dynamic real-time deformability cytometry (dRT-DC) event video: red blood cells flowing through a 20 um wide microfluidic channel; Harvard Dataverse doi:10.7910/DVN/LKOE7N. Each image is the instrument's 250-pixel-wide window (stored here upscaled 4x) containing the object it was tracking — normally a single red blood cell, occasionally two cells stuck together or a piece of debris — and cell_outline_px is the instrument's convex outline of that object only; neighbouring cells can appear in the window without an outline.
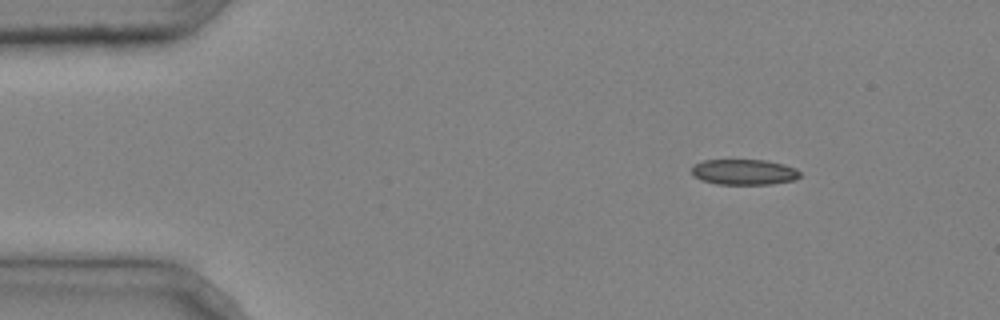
{"species": "common noctule bat (a hibernating species)", "species_latin": "Nyctalus noctula", "temperature_condition": "cold", "stored_images_in_passage": 3, "camera_frame_rate_fps": 3000, "um_per_image_px": 0.085, "animal": {"sex": "male", "body_mass_g": 20.4}, "frame": {"image": 1, "passage_image": 1, "time_ms": 0.0, "image_size_px": [1000, 320], "cell_outline_px": [[800, 176], [796, 180], [772, 184], [716, 184], [692, 176], [692, 168], [696, 164], [704, 160], [764, 160], [784, 164], [796, 168], [800, 172]], "centroid_in_image_um": [63.28, 14.62], "position_along_channel_um": 21.7, "area_um2": 16.13}}
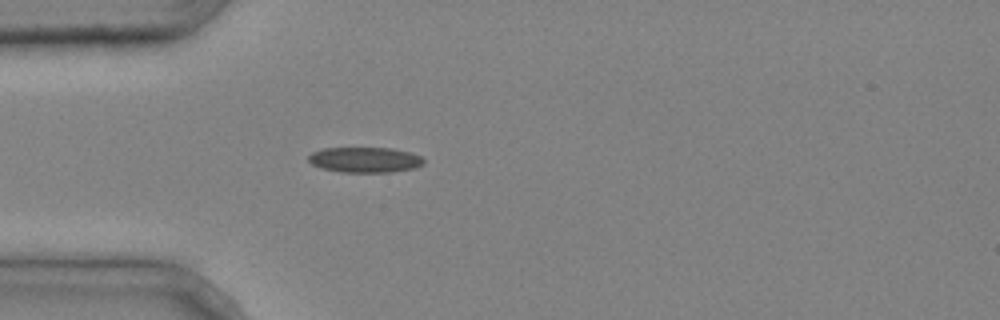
{"frame": {"image": 2, "passage_image": 3, "time_ms": 0.667, "image_size_px": [1000, 320], "cell_outline_px": [[424, 164], [416, 168], [392, 172], [340, 172], [324, 168], [312, 164], [308, 160], [308, 156], [312, 152], [324, 148], [392, 148], [412, 152], [420, 156], [424, 160]], "centroid_in_image_um": [31.06, 13.58], "position_along_channel_um": 53.9, "area_um2": 17.11}}